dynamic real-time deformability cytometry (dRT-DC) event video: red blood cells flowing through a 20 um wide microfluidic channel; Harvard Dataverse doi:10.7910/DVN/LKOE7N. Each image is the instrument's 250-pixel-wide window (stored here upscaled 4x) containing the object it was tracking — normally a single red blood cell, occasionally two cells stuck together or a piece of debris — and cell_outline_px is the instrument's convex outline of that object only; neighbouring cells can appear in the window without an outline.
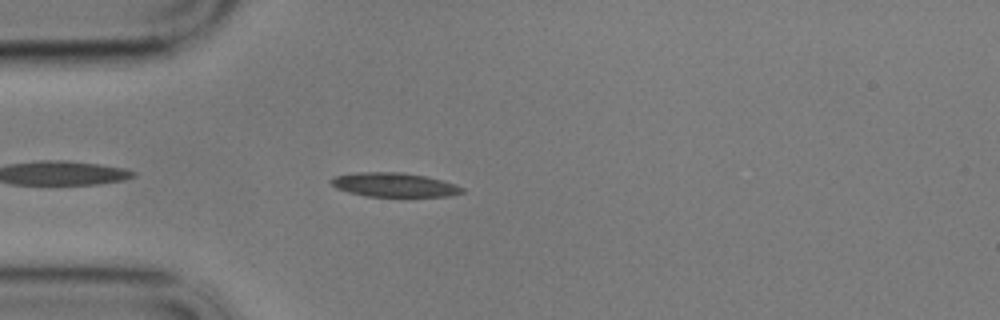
{"species": "common noctule bat (a hibernating species)", "species_latin": "Nyctalus noctula", "temperature_condition": "cold", "stored_images_in_passage": 47, "camera_frame_rate_fps": 3000, "um_per_image_px": 0.085, "animal": {"sex": "male", "body_mass_g": 17.9}, "frame": {"image": 1, "passage_image": 4, "time_ms": 1.0, "image_size_px": [1000, 320], "cell_outline_px": [[464, 192], [448, 196], [364, 196], [348, 192], [336, 188], [328, 180], [336, 176], [356, 172], [400, 172], [424, 176], [456, 184], [464, 188]], "centroid_in_image_um": [33.48, 15.71], "position_along_channel_um": 51.5, "area_um2": 18.26}}
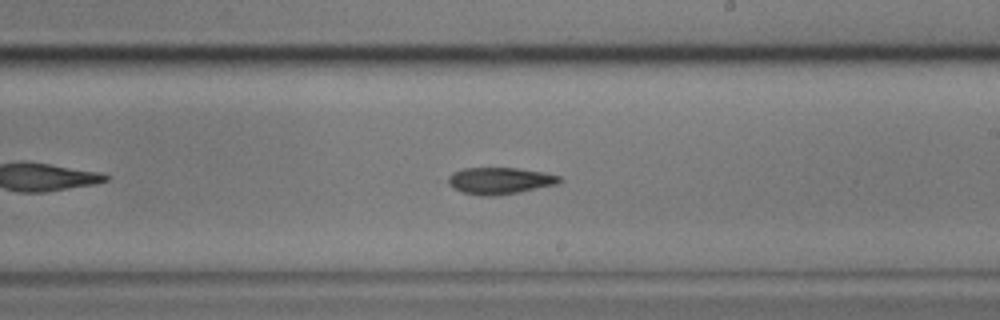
{"frame": {"image": 2, "passage_image": 22, "time_ms": 7.0, "image_size_px": [1000, 320], "cell_outline_px": [[564, 180], [560, 184], [520, 192], [496, 196], [480, 196], [460, 192], [452, 188], [448, 184], [448, 176], [452, 172], [464, 168], [520, 168], [544, 172], [560, 176]], "centroid_in_image_um": [42.5, 15.37], "position_along_channel_um": 246.5, "area_um2": 17.8}}
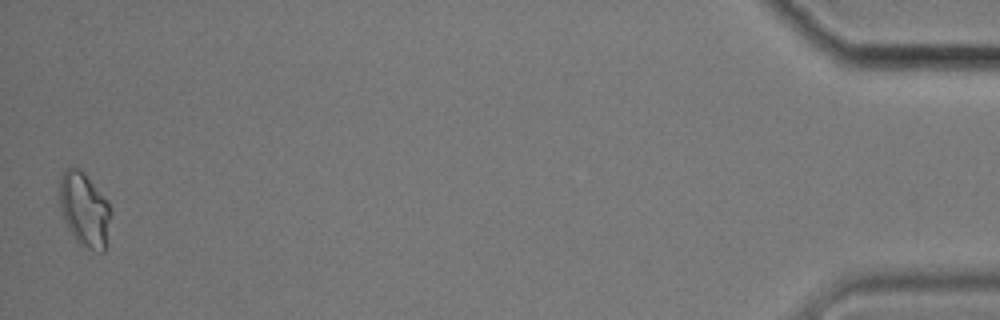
{"frame": {"image": 3, "passage_image": 46, "time_ms": 15.0, "image_size_px": [1000, 320], "cell_outline_px": [[112, 212], [104, 252], [100, 252], [88, 248], [80, 244], [76, 240], [68, 228], [60, 212], [60, 176], [68, 168], [80, 168], [84, 172], [108, 200]], "centroid_in_image_um": [7.19, 17.8], "position_along_channel_um": 428.0, "area_um2": 22.2}, "authors_computed_cell_mechanics": {"area_um2": 18.2648, "velocity_mm_per_s": 3.4043, "shape_relaxation_time_tau1_ms": 6.1564, "shape_relaxation_time_tau2_ms": 4.8811, "deformation_change_tau1": 0.1414, "deformation_change_tau2": 0.1006}}